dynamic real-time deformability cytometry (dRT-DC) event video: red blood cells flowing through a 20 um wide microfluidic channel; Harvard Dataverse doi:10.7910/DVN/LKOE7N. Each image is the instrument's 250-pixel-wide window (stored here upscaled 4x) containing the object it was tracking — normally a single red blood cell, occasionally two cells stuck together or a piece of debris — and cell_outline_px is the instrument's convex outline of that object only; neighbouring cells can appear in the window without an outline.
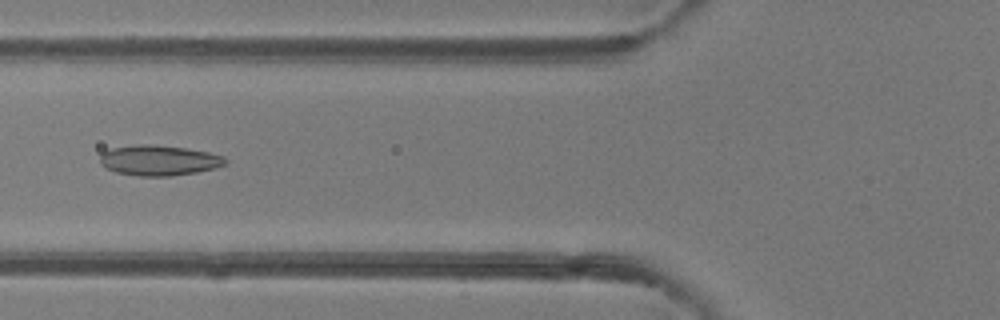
{"species": "common noctule bat (a hibernating species)", "species_latin": "Nyctalus noctula", "temperature_condition": "room temperature", "stored_images_in_passage": 44, "camera_frame_rate_fps": 3000, "um_per_image_px": 0.085, "animal": {"sex": "female"}, "frame": {"image": 1, "passage_image": 14, "time_ms": 4.333, "image_size_px": [1000, 320], "cell_outline_px": [[228, 164], [216, 168], [196, 172], [172, 176], [136, 176], [116, 172], [100, 164], [100, 156], [104, 152], [112, 148], [140, 144], [148, 144], [188, 148], [208, 152], [224, 156], [228, 160]], "centroid_in_image_um": [13.56, 13.63], "position_along_channel_um": 112.2, "area_um2": 22.25}}
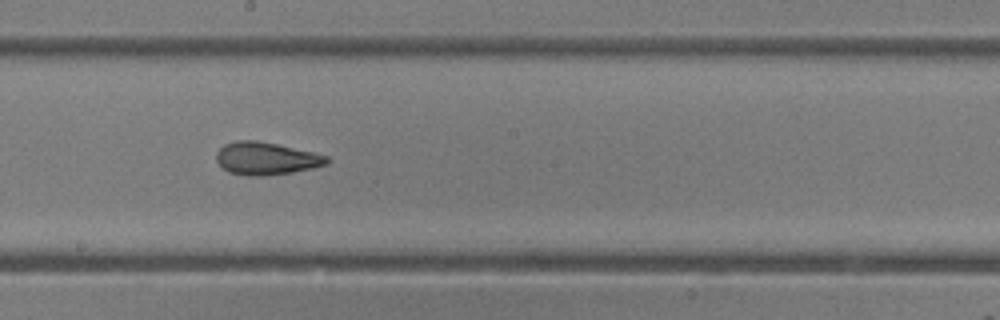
{"frame": {"image": 2, "passage_image": 22, "time_ms": 7.0, "image_size_px": [1000, 320], "cell_outline_px": [[328, 164], [312, 168], [292, 172], [264, 176], [248, 176], [228, 172], [216, 160], [216, 152], [224, 144], [236, 140], [256, 140], [276, 144], [312, 152], [328, 156]], "centroid_in_image_um": [22.59, 13.47], "position_along_channel_um": 225.6, "area_um2": 20.92}}
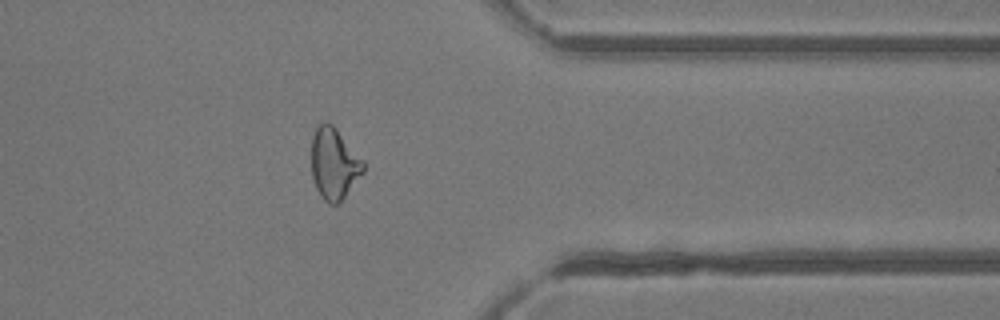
{"frame": {"image": 3, "passage_image": 34, "time_ms": 11.0, "image_size_px": [1000, 320], "cell_outline_px": [[364, 172], [344, 196], [336, 204], [328, 204], [324, 200], [316, 188], [312, 176], [312, 136], [316, 128], [320, 124], [332, 124], [336, 128], [364, 160]], "centroid_in_image_um": [28.4, 13.91], "position_along_channel_um": 383.0, "area_um2": 21.27}, "authors_computed_cell_mechanics": {"area_um2": 21.9351, "velocity_mm_per_s": 4.2368, "shape_relaxation_time_tau1_ms": 6.3094, "shape_relaxation_time_tau2_ms": 2.1786, "deformation_change_tau1": 0.1664, "deformation_change_tau2": 0.0889}}